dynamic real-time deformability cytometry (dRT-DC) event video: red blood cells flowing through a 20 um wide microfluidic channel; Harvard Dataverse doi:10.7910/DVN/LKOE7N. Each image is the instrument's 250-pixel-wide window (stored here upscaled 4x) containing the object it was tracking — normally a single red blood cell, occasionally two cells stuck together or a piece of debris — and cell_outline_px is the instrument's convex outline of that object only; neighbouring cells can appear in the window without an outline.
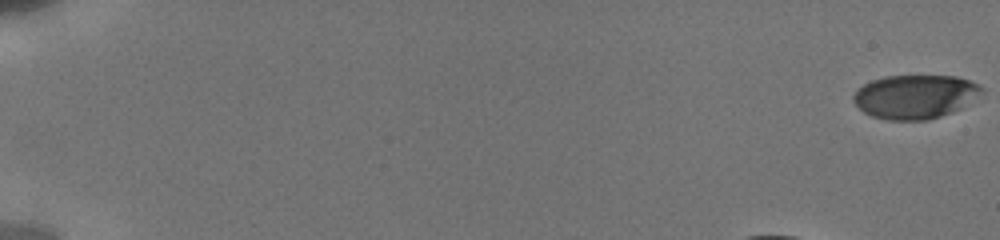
{"species": "human", "species_latin": "Homo sapiens", "temperature_condition": "cold", "stored_images_in_passage": 45, "camera_frame_rate_fps": 3000, "um_per_image_px": 0.085, "donor": {"sex": "male"}, "frame": {"image": 1, "passage_image": 1, "time_ms": 0.0, "image_size_px": [1000, 240], "cell_outline_px": [[984, 92], [960, 108], [952, 112], [928, 120], [888, 120], [872, 116], [864, 112], [852, 100], [852, 96], [856, 88], [872, 80], [884, 76], [956, 76], [968, 80], [984, 88]], "centroid_in_image_um": [77.75, 8.21], "position_along_channel_um": 7.2, "area_um2": 32.77}}
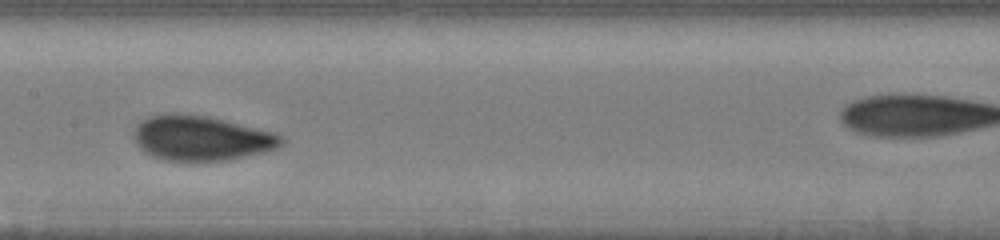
{"frame": {"image": 2, "passage_image": 26, "time_ms": 8.667, "image_size_px": [1000, 240], "cell_outline_px": [[284, 144], [276, 148], [264, 152], [228, 160], [164, 160], [152, 156], [144, 152], [140, 148], [132, 136], [136, 124], [148, 116], [160, 112], [180, 112], [208, 116], [276, 132], [284, 136]], "centroid_in_image_um": [17.09, 11.71], "position_along_channel_um": 190.3, "area_um2": 39.19}}
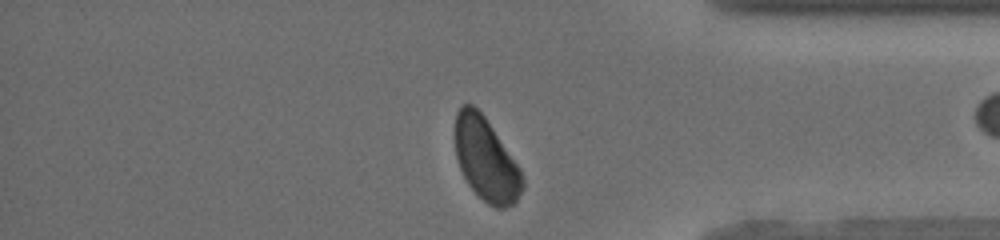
{"frame": {"image": 3, "passage_image": 42, "time_ms": 14.333, "image_size_px": [1000, 240], "cell_outline_px": [[524, 188], [516, 200], [512, 204], [504, 208], [496, 208], [488, 204], [468, 184], [460, 168], [456, 156], [456, 112], [460, 104], [472, 104], [484, 116], [520, 168], [524, 180]], "centroid_in_image_um": [41.32, 13.56], "position_along_channel_um": 393.9, "area_um2": 32.14}, "authors_computed_cell_mechanics": {"area_um2": 36.2406, "velocity_mm_per_s": 3.8029, "shape_relaxation_time_tau1_ms": 2.2666, "shape_relaxation_time_tau2_ms": null, "deformation_change_tau1": 0.0975, "deformation_change_tau2": null}}